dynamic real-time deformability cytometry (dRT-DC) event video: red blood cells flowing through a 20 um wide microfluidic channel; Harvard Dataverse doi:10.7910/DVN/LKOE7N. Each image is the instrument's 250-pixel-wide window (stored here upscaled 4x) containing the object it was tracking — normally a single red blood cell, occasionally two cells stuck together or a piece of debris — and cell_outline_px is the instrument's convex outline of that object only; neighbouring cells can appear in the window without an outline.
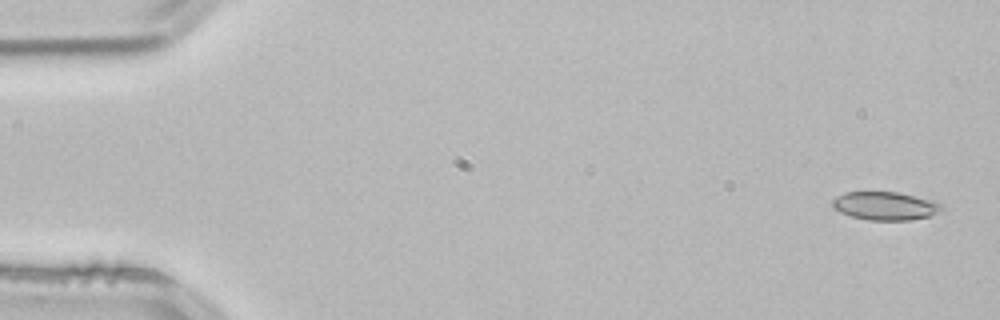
{"species": "common noctule bat (a hibernating species)", "species_latin": "Nyctalus noctula", "temperature_condition": "room temperature", "stored_images_in_passage": 3, "camera_frame_rate_fps": 3000, "um_per_image_px": 0.085, "animal": {"sex": "male", "body_mass_g": 21.5, "forearm_length_mm": 52.0}, "frame": {"image": 1, "passage_image": 1, "time_ms": 0.0, "image_size_px": [1000, 320], "cell_outline_px": [[944, 208], [932, 216], [908, 220], [868, 220], [852, 216], [840, 212], [832, 208], [832, 200], [836, 196], [848, 192], [896, 192], [912, 196], [940, 204]], "centroid_in_image_um": [75.18, 17.51], "position_along_channel_um": 9.8, "area_um2": 17.69}}